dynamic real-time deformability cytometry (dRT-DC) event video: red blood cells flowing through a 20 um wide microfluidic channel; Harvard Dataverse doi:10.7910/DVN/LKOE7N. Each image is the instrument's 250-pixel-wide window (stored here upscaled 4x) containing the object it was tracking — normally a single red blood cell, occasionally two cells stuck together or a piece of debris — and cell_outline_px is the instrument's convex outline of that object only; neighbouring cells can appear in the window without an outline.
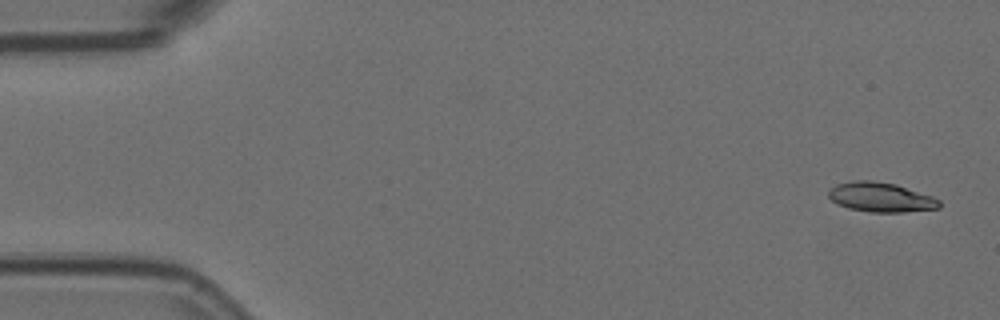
{"species": "Egyptian fruit bat (a non-hibernating species)", "species_latin": "Rousettus aegyptiacus", "temperature_condition": "room temperature", "stored_images_in_passage": 5, "camera_frame_rate_fps": 3000, "um_per_image_px": 0.085, "animal": {"sex": "female"}, "frame": {"image": 1, "passage_image": 1, "time_ms": 0.0, "image_size_px": [1000, 320], "cell_outline_px": [[940, 208], [904, 212], [868, 212], [848, 208], [836, 204], [828, 196], [828, 192], [836, 184], [852, 180], [872, 180], [896, 184], [932, 196], [940, 200]], "centroid_in_image_um": [74.85, 16.76], "position_along_channel_um": 10.1, "area_um2": 19.19}}
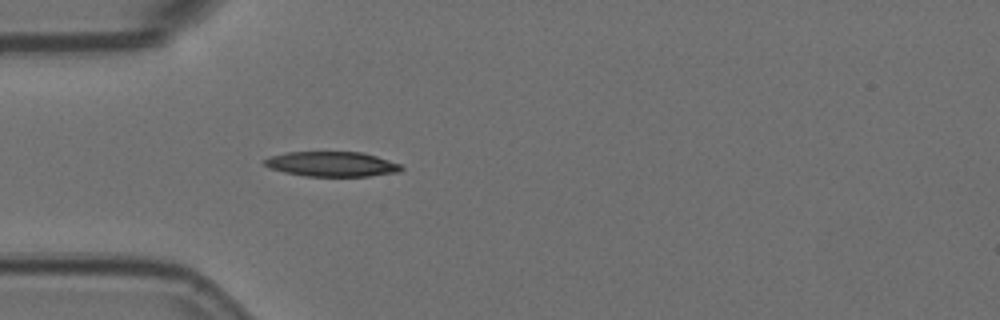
{"frame": {"image": 2, "passage_image": 5, "time_ms": 1.333, "image_size_px": [1000, 320], "cell_outline_px": [[404, 168], [400, 172], [368, 176], [304, 176], [284, 172], [268, 168], [264, 164], [264, 160], [268, 156], [288, 152], [364, 152], [400, 164]], "centroid_in_image_um": [28.19, 13.95], "position_along_channel_um": 56.8, "area_um2": 19.94}}